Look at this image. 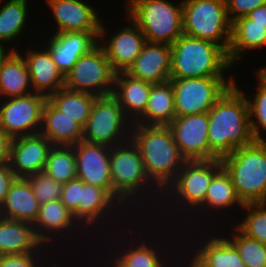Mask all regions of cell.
Masks as SVG:
<instances>
[{
    "mask_svg": "<svg viewBox=\"0 0 266 267\" xmlns=\"http://www.w3.org/2000/svg\"><path fill=\"white\" fill-rule=\"evenodd\" d=\"M233 224L248 237L266 244V203L245 204Z\"/></svg>",
    "mask_w": 266,
    "mask_h": 267,
    "instance_id": "74e56055",
    "label": "cell"
},
{
    "mask_svg": "<svg viewBox=\"0 0 266 267\" xmlns=\"http://www.w3.org/2000/svg\"><path fill=\"white\" fill-rule=\"evenodd\" d=\"M39 208L40 204L28 179L16 177L0 208V217L33 224L38 216Z\"/></svg>",
    "mask_w": 266,
    "mask_h": 267,
    "instance_id": "83f0119b",
    "label": "cell"
},
{
    "mask_svg": "<svg viewBox=\"0 0 266 267\" xmlns=\"http://www.w3.org/2000/svg\"><path fill=\"white\" fill-rule=\"evenodd\" d=\"M133 219L106 189L81 180L79 224L95 240L106 233L126 227Z\"/></svg>",
    "mask_w": 266,
    "mask_h": 267,
    "instance_id": "8fae6325",
    "label": "cell"
},
{
    "mask_svg": "<svg viewBox=\"0 0 266 267\" xmlns=\"http://www.w3.org/2000/svg\"><path fill=\"white\" fill-rule=\"evenodd\" d=\"M47 247L31 223L0 217V255L43 252Z\"/></svg>",
    "mask_w": 266,
    "mask_h": 267,
    "instance_id": "f1b7e54d",
    "label": "cell"
},
{
    "mask_svg": "<svg viewBox=\"0 0 266 267\" xmlns=\"http://www.w3.org/2000/svg\"><path fill=\"white\" fill-rule=\"evenodd\" d=\"M113 197L134 217H152L163 192L149 179L137 145L130 138L110 147Z\"/></svg>",
    "mask_w": 266,
    "mask_h": 267,
    "instance_id": "7a4b0ae2",
    "label": "cell"
},
{
    "mask_svg": "<svg viewBox=\"0 0 266 267\" xmlns=\"http://www.w3.org/2000/svg\"><path fill=\"white\" fill-rule=\"evenodd\" d=\"M174 118V90L167 81L152 84L145 111L133 123L168 126Z\"/></svg>",
    "mask_w": 266,
    "mask_h": 267,
    "instance_id": "d6a6232c",
    "label": "cell"
},
{
    "mask_svg": "<svg viewBox=\"0 0 266 267\" xmlns=\"http://www.w3.org/2000/svg\"><path fill=\"white\" fill-rule=\"evenodd\" d=\"M115 74L104 49L98 44L81 56L65 75L64 87L96 96L111 95Z\"/></svg>",
    "mask_w": 266,
    "mask_h": 267,
    "instance_id": "e0dca14e",
    "label": "cell"
},
{
    "mask_svg": "<svg viewBox=\"0 0 266 267\" xmlns=\"http://www.w3.org/2000/svg\"><path fill=\"white\" fill-rule=\"evenodd\" d=\"M125 13L138 25L146 42L172 45L183 34V1L126 0Z\"/></svg>",
    "mask_w": 266,
    "mask_h": 267,
    "instance_id": "9c48e42d",
    "label": "cell"
},
{
    "mask_svg": "<svg viewBox=\"0 0 266 267\" xmlns=\"http://www.w3.org/2000/svg\"><path fill=\"white\" fill-rule=\"evenodd\" d=\"M182 237V267H246L217 228L182 229Z\"/></svg>",
    "mask_w": 266,
    "mask_h": 267,
    "instance_id": "30bf717a",
    "label": "cell"
},
{
    "mask_svg": "<svg viewBox=\"0 0 266 267\" xmlns=\"http://www.w3.org/2000/svg\"><path fill=\"white\" fill-rule=\"evenodd\" d=\"M47 98L38 93L0 99V128L12 138L38 134Z\"/></svg>",
    "mask_w": 266,
    "mask_h": 267,
    "instance_id": "d6986e66",
    "label": "cell"
},
{
    "mask_svg": "<svg viewBox=\"0 0 266 267\" xmlns=\"http://www.w3.org/2000/svg\"><path fill=\"white\" fill-rule=\"evenodd\" d=\"M12 137L0 128V163L9 162Z\"/></svg>",
    "mask_w": 266,
    "mask_h": 267,
    "instance_id": "f6af8a7d",
    "label": "cell"
},
{
    "mask_svg": "<svg viewBox=\"0 0 266 267\" xmlns=\"http://www.w3.org/2000/svg\"><path fill=\"white\" fill-rule=\"evenodd\" d=\"M131 139L139 148L149 179L162 191L176 179L187 161L168 126L132 124Z\"/></svg>",
    "mask_w": 266,
    "mask_h": 267,
    "instance_id": "8992f818",
    "label": "cell"
},
{
    "mask_svg": "<svg viewBox=\"0 0 266 267\" xmlns=\"http://www.w3.org/2000/svg\"><path fill=\"white\" fill-rule=\"evenodd\" d=\"M123 13L125 19L122 21L124 23L126 21L124 26L120 24L117 25L119 27L116 25L114 27L109 22L106 23L102 20L99 34V45L104 49L115 73L127 72L146 43L145 36L138 25L127 13ZM110 26L113 30L109 28Z\"/></svg>",
    "mask_w": 266,
    "mask_h": 267,
    "instance_id": "2e32d148",
    "label": "cell"
},
{
    "mask_svg": "<svg viewBox=\"0 0 266 267\" xmlns=\"http://www.w3.org/2000/svg\"><path fill=\"white\" fill-rule=\"evenodd\" d=\"M61 202L73 213L74 218L79 222V202L81 201V180L76 178L63 183L61 191Z\"/></svg>",
    "mask_w": 266,
    "mask_h": 267,
    "instance_id": "60d3db41",
    "label": "cell"
},
{
    "mask_svg": "<svg viewBox=\"0 0 266 267\" xmlns=\"http://www.w3.org/2000/svg\"><path fill=\"white\" fill-rule=\"evenodd\" d=\"M221 164L243 205L266 203V140L237 148Z\"/></svg>",
    "mask_w": 266,
    "mask_h": 267,
    "instance_id": "ba28073f",
    "label": "cell"
},
{
    "mask_svg": "<svg viewBox=\"0 0 266 267\" xmlns=\"http://www.w3.org/2000/svg\"><path fill=\"white\" fill-rule=\"evenodd\" d=\"M91 2L93 1L45 0L48 14H51L48 17H51L50 20H47L51 27L47 31L45 29L44 33L100 32L101 23L105 17L100 15L101 8L97 9L98 6L96 7L94 3L92 5Z\"/></svg>",
    "mask_w": 266,
    "mask_h": 267,
    "instance_id": "ac0fdd59",
    "label": "cell"
},
{
    "mask_svg": "<svg viewBox=\"0 0 266 267\" xmlns=\"http://www.w3.org/2000/svg\"><path fill=\"white\" fill-rule=\"evenodd\" d=\"M243 206L237 197L230 176L222 167L212 177L205 201L179 227L181 229H210L218 228L222 223L224 225V222L232 224L238 218ZM236 212H238L237 215H235Z\"/></svg>",
    "mask_w": 266,
    "mask_h": 267,
    "instance_id": "7c38bea8",
    "label": "cell"
},
{
    "mask_svg": "<svg viewBox=\"0 0 266 267\" xmlns=\"http://www.w3.org/2000/svg\"><path fill=\"white\" fill-rule=\"evenodd\" d=\"M32 225L37 238L44 245L51 247L57 254L59 253L65 262L70 260L69 266L86 267V263L89 261L87 259L90 257L89 254H91V248H93L92 245H94L95 239L79 224L74 218L73 213L66 208L60 199L48 201L40 205L38 216ZM66 254L67 257H65ZM82 255L84 256L81 258ZM84 257H86L85 260ZM81 261L82 264H80ZM74 264L77 265L74 266Z\"/></svg>",
    "mask_w": 266,
    "mask_h": 267,
    "instance_id": "5b68a950",
    "label": "cell"
},
{
    "mask_svg": "<svg viewBox=\"0 0 266 267\" xmlns=\"http://www.w3.org/2000/svg\"><path fill=\"white\" fill-rule=\"evenodd\" d=\"M236 76L170 78L175 117L208 112L234 84Z\"/></svg>",
    "mask_w": 266,
    "mask_h": 267,
    "instance_id": "5bb4252c",
    "label": "cell"
},
{
    "mask_svg": "<svg viewBox=\"0 0 266 267\" xmlns=\"http://www.w3.org/2000/svg\"><path fill=\"white\" fill-rule=\"evenodd\" d=\"M12 51L13 50L11 48L0 46V70L4 60Z\"/></svg>",
    "mask_w": 266,
    "mask_h": 267,
    "instance_id": "c3c4849f",
    "label": "cell"
},
{
    "mask_svg": "<svg viewBox=\"0 0 266 267\" xmlns=\"http://www.w3.org/2000/svg\"><path fill=\"white\" fill-rule=\"evenodd\" d=\"M26 178L31 184L40 205L60 199L63 183L53 180L45 171L30 174Z\"/></svg>",
    "mask_w": 266,
    "mask_h": 267,
    "instance_id": "ab89813d",
    "label": "cell"
},
{
    "mask_svg": "<svg viewBox=\"0 0 266 267\" xmlns=\"http://www.w3.org/2000/svg\"><path fill=\"white\" fill-rule=\"evenodd\" d=\"M44 171L55 181L67 183L77 178L73 145H53Z\"/></svg>",
    "mask_w": 266,
    "mask_h": 267,
    "instance_id": "d590c367",
    "label": "cell"
},
{
    "mask_svg": "<svg viewBox=\"0 0 266 267\" xmlns=\"http://www.w3.org/2000/svg\"><path fill=\"white\" fill-rule=\"evenodd\" d=\"M227 14L231 23L247 16L252 10L266 4V0H226Z\"/></svg>",
    "mask_w": 266,
    "mask_h": 267,
    "instance_id": "b9f144b4",
    "label": "cell"
},
{
    "mask_svg": "<svg viewBox=\"0 0 266 267\" xmlns=\"http://www.w3.org/2000/svg\"><path fill=\"white\" fill-rule=\"evenodd\" d=\"M132 124L112 94L97 96L83 128L82 140L113 147L131 138Z\"/></svg>",
    "mask_w": 266,
    "mask_h": 267,
    "instance_id": "9a60e30c",
    "label": "cell"
},
{
    "mask_svg": "<svg viewBox=\"0 0 266 267\" xmlns=\"http://www.w3.org/2000/svg\"><path fill=\"white\" fill-rule=\"evenodd\" d=\"M55 257L58 259H55ZM63 261L65 262V260H62L60 255L49 246L43 252L0 255V267H70L67 266L69 265L67 262L64 263Z\"/></svg>",
    "mask_w": 266,
    "mask_h": 267,
    "instance_id": "f35d334b",
    "label": "cell"
},
{
    "mask_svg": "<svg viewBox=\"0 0 266 267\" xmlns=\"http://www.w3.org/2000/svg\"><path fill=\"white\" fill-rule=\"evenodd\" d=\"M77 178L106 189L113 196L110 169V147L80 141L73 145Z\"/></svg>",
    "mask_w": 266,
    "mask_h": 267,
    "instance_id": "603a6c76",
    "label": "cell"
},
{
    "mask_svg": "<svg viewBox=\"0 0 266 267\" xmlns=\"http://www.w3.org/2000/svg\"><path fill=\"white\" fill-rule=\"evenodd\" d=\"M170 71L171 46L146 42L126 73L133 78L155 84L170 81Z\"/></svg>",
    "mask_w": 266,
    "mask_h": 267,
    "instance_id": "d4e9b609",
    "label": "cell"
},
{
    "mask_svg": "<svg viewBox=\"0 0 266 267\" xmlns=\"http://www.w3.org/2000/svg\"><path fill=\"white\" fill-rule=\"evenodd\" d=\"M183 33L212 41L228 51L231 21L226 0H182Z\"/></svg>",
    "mask_w": 266,
    "mask_h": 267,
    "instance_id": "4fadbf2b",
    "label": "cell"
},
{
    "mask_svg": "<svg viewBox=\"0 0 266 267\" xmlns=\"http://www.w3.org/2000/svg\"><path fill=\"white\" fill-rule=\"evenodd\" d=\"M15 178L9 162L0 163V208L4 204L10 185Z\"/></svg>",
    "mask_w": 266,
    "mask_h": 267,
    "instance_id": "ee69618b",
    "label": "cell"
},
{
    "mask_svg": "<svg viewBox=\"0 0 266 267\" xmlns=\"http://www.w3.org/2000/svg\"><path fill=\"white\" fill-rule=\"evenodd\" d=\"M266 47V27L259 24H251V20L245 16L238 18L231 25V39L227 51L231 65L236 69L246 57L245 54L257 53ZM257 51V52H256ZM243 58V59H242Z\"/></svg>",
    "mask_w": 266,
    "mask_h": 267,
    "instance_id": "484cf974",
    "label": "cell"
},
{
    "mask_svg": "<svg viewBox=\"0 0 266 267\" xmlns=\"http://www.w3.org/2000/svg\"><path fill=\"white\" fill-rule=\"evenodd\" d=\"M53 144L40 133L18 136L12 139L10 168L16 177L44 171L48 154Z\"/></svg>",
    "mask_w": 266,
    "mask_h": 267,
    "instance_id": "cb8c5ba5",
    "label": "cell"
},
{
    "mask_svg": "<svg viewBox=\"0 0 266 267\" xmlns=\"http://www.w3.org/2000/svg\"><path fill=\"white\" fill-rule=\"evenodd\" d=\"M221 168L220 158L186 161L163 192L161 204L151 218L163 225L179 227L205 201L212 177Z\"/></svg>",
    "mask_w": 266,
    "mask_h": 267,
    "instance_id": "3957f363",
    "label": "cell"
},
{
    "mask_svg": "<svg viewBox=\"0 0 266 267\" xmlns=\"http://www.w3.org/2000/svg\"><path fill=\"white\" fill-rule=\"evenodd\" d=\"M182 238L178 226L138 217L98 240L125 267H182Z\"/></svg>",
    "mask_w": 266,
    "mask_h": 267,
    "instance_id": "6da1fadb",
    "label": "cell"
},
{
    "mask_svg": "<svg viewBox=\"0 0 266 267\" xmlns=\"http://www.w3.org/2000/svg\"><path fill=\"white\" fill-rule=\"evenodd\" d=\"M208 118L209 160L221 159L256 140L247 99L235 84L208 111Z\"/></svg>",
    "mask_w": 266,
    "mask_h": 267,
    "instance_id": "277c9868",
    "label": "cell"
},
{
    "mask_svg": "<svg viewBox=\"0 0 266 267\" xmlns=\"http://www.w3.org/2000/svg\"><path fill=\"white\" fill-rule=\"evenodd\" d=\"M152 84L133 78L126 72L115 74L112 95L132 122L145 111Z\"/></svg>",
    "mask_w": 266,
    "mask_h": 267,
    "instance_id": "f546056e",
    "label": "cell"
},
{
    "mask_svg": "<svg viewBox=\"0 0 266 267\" xmlns=\"http://www.w3.org/2000/svg\"><path fill=\"white\" fill-rule=\"evenodd\" d=\"M100 32H62L42 35L38 40L51 53L54 63L65 76L83 55L99 44ZM47 35V36H46ZM49 37V38H48Z\"/></svg>",
    "mask_w": 266,
    "mask_h": 267,
    "instance_id": "44dd1931",
    "label": "cell"
},
{
    "mask_svg": "<svg viewBox=\"0 0 266 267\" xmlns=\"http://www.w3.org/2000/svg\"><path fill=\"white\" fill-rule=\"evenodd\" d=\"M170 46V78L235 76L234 73L237 72L231 65L227 52L212 41L183 33Z\"/></svg>",
    "mask_w": 266,
    "mask_h": 267,
    "instance_id": "52a82bcc",
    "label": "cell"
},
{
    "mask_svg": "<svg viewBox=\"0 0 266 267\" xmlns=\"http://www.w3.org/2000/svg\"><path fill=\"white\" fill-rule=\"evenodd\" d=\"M247 17L251 20V24H259L266 27V4L252 10Z\"/></svg>",
    "mask_w": 266,
    "mask_h": 267,
    "instance_id": "bcb514c9",
    "label": "cell"
},
{
    "mask_svg": "<svg viewBox=\"0 0 266 267\" xmlns=\"http://www.w3.org/2000/svg\"><path fill=\"white\" fill-rule=\"evenodd\" d=\"M224 225L217 229L236 247L246 267H266V244L248 237L233 223Z\"/></svg>",
    "mask_w": 266,
    "mask_h": 267,
    "instance_id": "e575fe53",
    "label": "cell"
},
{
    "mask_svg": "<svg viewBox=\"0 0 266 267\" xmlns=\"http://www.w3.org/2000/svg\"><path fill=\"white\" fill-rule=\"evenodd\" d=\"M208 112L175 117L168 125L187 161L209 160Z\"/></svg>",
    "mask_w": 266,
    "mask_h": 267,
    "instance_id": "7402d4cb",
    "label": "cell"
},
{
    "mask_svg": "<svg viewBox=\"0 0 266 267\" xmlns=\"http://www.w3.org/2000/svg\"><path fill=\"white\" fill-rule=\"evenodd\" d=\"M237 76L234 79V84L243 92L245 95L248 106H249V118L251 122V129L253 136L256 140H266V87L263 86L256 78V85L250 89H241L246 85L238 84L240 79ZM252 94H251V93Z\"/></svg>",
    "mask_w": 266,
    "mask_h": 267,
    "instance_id": "8d00e7d4",
    "label": "cell"
},
{
    "mask_svg": "<svg viewBox=\"0 0 266 267\" xmlns=\"http://www.w3.org/2000/svg\"><path fill=\"white\" fill-rule=\"evenodd\" d=\"M96 97L91 93L74 91L63 87L54 92L48 99L64 115L72 118L84 128Z\"/></svg>",
    "mask_w": 266,
    "mask_h": 267,
    "instance_id": "836d02e7",
    "label": "cell"
},
{
    "mask_svg": "<svg viewBox=\"0 0 266 267\" xmlns=\"http://www.w3.org/2000/svg\"><path fill=\"white\" fill-rule=\"evenodd\" d=\"M23 43L19 44L18 51L27 64L32 89L34 93L49 98L54 92L64 87L65 76L54 63L51 53L38 38L32 46L28 41L24 43L27 48ZM21 46L24 48L21 49Z\"/></svg>",
    "mask_w": 266,
    "mask_h": 267,
    "instance_id": "ffe728a7",
    "label": "cell"
},
{
    "mask_svg": "<svg viewBox=\"0 0 266 267\" xmlns=\"http://www.w3.org/2000/svg\"><path fill=\"white\" fill-rule=\"evenodd\" d=\"M30 2V0H0V46L8 48L11 46L12 50H19L17 43L19 38L25 40L27 38L23 36L30 35L26 33L30 29L28 28L31 21L30 13L33 14L32 11L29 12Z\"/></svg>",
    "mask_w": 266,
    "mask_h": 267,
    "instance_id": "4316f807",
    "label": "cell"
},
{
    "mask_svg": "<svg viewBox=\"0 0 266 267\" xmlns=\"http://www.w3.org/2000/svg\"><path fill=\"white\" fill-rule=\"evenodd\" d=\"M39 133L53 145H75L82 141L83 128L75 120L64 115L47 98Z\"/></svg>",
    "mask_w": 266,
    "mask_h": 267,
    "instance_id": "4dcf8cb0",
    "label": "cell"
},
{
    "mask_svg": "<svg viewBox=\"0 0 266 267\" xmlns=\"http://www.w3.org/2000/svg\"><path fill=\"white\" fill-rule=\"evenodd\" d=\"M260 68H254L253 75L255 78L266 87V65L259 66Z\"/></svg>",
    "mask_w": 266,
    "mask_h": 267,
    "instance_id": "7dc6e473",
    "label": "cell"
},
{
    "mask_svg": "<svg viewBox=\"0 0 266 267\" xmlns=\"http://www.w3.org/2000/svg\"><path fill=\"white\" fill-rule=\"evenodd\" d=\"M90 259H92V260H90ZM89 260L90 261L87 263L88 264L87 265L88 267H93V265H94V267H125L106 247H103V244L98 239L95 240V243L93 245V248H92V251H91V255H90ZM93 261H95V262H93Z\"/></svg>",
    "mask_w": 266,
    "mask_h": 267,
    "instance_id": "7bdbcfd3",
    "label": "cell"
},
{
    "mask_svg": "<svg viewBox=\"0 0 266 267\" xmlns=\"http://www.w3.org/2000/svg\"><path fill=\"white\" fill-rule=\"evenodd\" d=\"M33 92L25 59L18 50H13L1 66L0 99L25 96Z\"/></svg>",
    "mask_w": 266,
    "mask_h": 267,
    "instance_id": "1f68e13d",
    "label": "cell"
}]
</instances>
